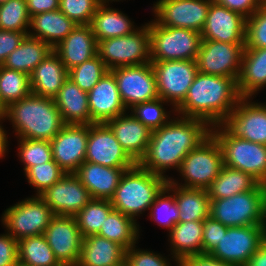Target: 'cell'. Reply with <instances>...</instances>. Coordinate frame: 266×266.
<instances>
[{
    "label": "cell",
    "instance_id": "603a6c76",
    "mask_svg": "<svg viewBox=\"0 0 266 266\" xmlns=\"http://www.w3.org/2000/svg\"><path fill=\"white\" fill-rule=\"evenodd\" d=\"M106 124L128 156L139 163L147 151L152 131L131 113L119 115Z\"/></svg>",
    "mask_w": 266,
    "mask_h": 266
},
{
    "label": "cell",
    "instance_id": "7402d4cb",
    "mask_svg": "<svg viewBox=\"0 0 266 266\" xmlns=\"http://www.w3.org/2000/svg\"><path fill=\"white\" fill-rule=\"evenodd\" d=\"M92 123H106L127 112L123 105L114 74L109 70L88 92Z\"/></svg>",
    "mask_w": 266,
    "mask_h": 266
},
{
    "label": "cell",
    "instance_id": "b9f144b4",
    "mask_svg": "<svg viewBox=\"0 0 266 266\" xmlns=\"http://www.w3.org/2000/svg\"><path fill=\"white\" fill-rule=\"evenodd\" d=\"M109 71L98 55L68 71V77L83 91L89 92Z\"/></svg>",
    "mask_w": 266,
    "mask_h": 266
},
{
    "label": "cell",
    "instance_id": "8992f818",
    "mask_svg": "<svg viewBox=\"0 0 266 266\" xmlns=\"http://www.w3.org/2000/svg\"><path fill=\"white\" fill-rule=\"evenodd\" d=\"M264 189L259 183L247 192L210 199L209 216L227 227L264 225Z\"/></svg>",
    "mask_w": 266,
    "mask_h": 266
},
{
    "label": "cell",
    "instance_id": "94428289",
    "mask_svg": "<svg viewBox=\"0 0 266 266\" xmlns=\"http://www.w3.org/2000/svg\"><path fill=\"white\" fill-rule=\"evenodd\" d=\"M117 266H129V265H128V263L126 261H123L121 264H119Z\"/></svg>",
    "mask_w": 266,
    "mask_h": 266
},
{
    "label": "cell",
    "instance_id": "f1b7e54d",
    "mask_svg": "<svg viewBox=\"0 0 266 266\" xmlns=\"http://www.w3.org/2000/svg\"><path fill=\"white\" fill-rule=\"evenodd\" d=\"M126 250L98 234L84 237L77 266H117L125 261Z\"/></svg>",
    "mask_w": 266,
    "mask_h": 266
},
{
    "label": "cell",
    "instance_id": "91938a15",
    "mask_svg": "<svg viewBox=\"0 0 266 266\" xmlns=\"http://www.w3.org/2000/svg\"><path fill=\"white\" fill-rule=\"evenodd\" d=\"M101 3H108V5H109V1H111V2H115V1H121V0H99Z\"/></svg>",
    "mask_w": 266,
    "mask_h": 266
},
{
    "label": "cell",
    "instance_id": "ab89813d",
    "mask_svg": "<svg viewBox=\"0 0 266 266\" xmlns=\"http://www.w3.org/2000/svg\"><path fill=\"white\" fill-rule=\"evenodd\" d=\"M30 19L26 0H8L0 5V30L28 32Z\"/></svg>",
    "mask_w": 266,
    "mask_h": 266
},
{
    "label": "cell",
    "instance_id": "816d5d0a",
    "mask_svg": "<svg viewBox=\"0 0 266 266\" xmlns=\"http://www.w3.org/2000/svg\"><path fill=\"white\" fill-rule=\"evenodd\" d=\"M27 35L28 32L0 30V65L4 63L8 55L21 44Z\"/></svg>",
    "mask_w": 266,
    "mask_h": 266
},
{
    "label": "cell",
    "instance_id": "9c48e42d",
    "mask_svg": "<svg viewBox=\"0 0 266 266\" xmlns=\"http://www.w3.org/2000/svg\"><path fill=\"white\" fill-rule=\"evenodd\" d=\"M97 55L109 70L150 63L149 23L132 34L99 41Z\"/></svg>",
    "mask_w": 266,
    "mask_h": 266
},
{
    "label": "cell",
    "instance_id": "bcb514c9",
    "mask_svg": "<svg viewBox=\"0 0 266 266\" xmlns=\"http://www.w3.org/2000/svg\"><path fill=\"white\" fill-rule=\"evenodd\" d=\"M100 4L99 0H60L59 10L77 25H88Z\"/></svg>",
    "mask_w": 266,
    "mask_h": 266
},
{
    "label": "cell",
    "instance_id": "7bdbcfd3",
    "mask_svg": "<svg viewBox=\"0 0 266 266\" xmlns=\"http://www.w3.org/2000/svg\"><path fill=\"white\" fill-rule=\"evenodd\" d=\"M65 174L66 172L53 159L43 164H36L25 172L28 183L37 191L36 196L50 188Z\"/></svg>",
    "mask_w": 266,
    "mask_h": 266
},
{
    "label": "cell",
    "instance_id": "7a4b0ae2",
    "mask_svg": "<svg viewBox=\"0 0 266 266\" xmlns=\"http://www.w3.org/2000/svg\"><path fill=\"white\" fill-rule=\"evenodd\" d=\"M241 98L235 78L198 72L175 115L202 119L211 127L220 125Z\"/></svg>",
    "mask_w": 266,
    "mask_h": 266
},
{
    "label": "cell",
    "instance_id": "6f0895ef",
    "mask_svg": "<svg viewBox=\"0 0 266 266\" xmlns=\"http://www.w3.org/2000/svg\"><path fill=\"white\" fill-rule=\"evenodd\" d=\"M5 120L2 112H0V158L5 156L6 151L8 150V136L6 134L4 126L2 125V121Z\"/></svg>",
    "mask_w": 266,
    "mask_h": 266
},
{
    "label": "cell",
    "instance_id": "836d02e7",
    "mask_svg": "<svg viewBox=\"0 0 266 266\" xmlns=\"http://www.w3.org/2000/svg\"><path fill=\"white\" fill-rule=\"evenodd\" d=\"M52 51L53 48L48 43L27 35L8 55L2 66L30 76L36 66Z\"/></svg>",
    "mask_w": 266,
    "mask_h": 266
},
{
    "label": "cell",
    "instance_id": "d4e9b609",
    "mask_svg": "<svg viewBox=\"0 0 266 266\" xmlns=\"http://www.w3.org/2000/svg\"><path fill=\"white\" fill-rule=\"evenodd\" d=\"M127 169L129 168H112L84 161L74 174L87 188L92 199L110 200Z\"/></svg>",
    "mask_w": 266,
    "mask_h": 266
},
{
    "label": "cell",
    "instance_id": "680465c9",
    "mask_svg": "<svg viewBox=\"0 0 266 266\" xmlns=\"http://www.w3.org/2000/svg\"><path fill=\"white\" fill-rule=\"evenodd\" d=\"M264 225L266 226V185L264 189Z\"/></svg>",
    "mask_w": 266,
    "mask_h": 266
},
{
    "label": "cell",
    "instance_id": "f907efd6",
    "mask_svg": "<svg viewBox=\"0 0 266 266\" xmlns=\"http://www.w3.org/2000/svg\"><path fill=\"white\" fill-rule=\"evenodd\" d=\"M18 241L8 232L0 235V266H17Z\"/></svg>",
    "mask_w": 266,
    "mask_h": 266
},
{
    "label": "cell",
    "instance_id": "ee69618b",
    "mask_svg": "<svg viewBox=\"0 0 266 266\" xmlns=\"http://www.w3.org/2000/svg\"><path fill=\"white\" fill-rule=\"evenodd\" d=\"M165 187L149 208V217L170 231L178 223L179 211L174 194Z\"/></svg>",
    "mask_w": 266,
    "mask_h": 266
},
{
    "label": "cell",
    "instance_id": "9f6ffc18",
    "mask_svg": "<svg viewBox=\"0 0 266 266\" xmlns=\"http://www.w3.org/2000/svg\"><path fill=\"white\" fill-rule=\"evenodd\" d=\"M246 266H266V241L256 250Z\"/></svg>",
    "mask_w": 266,
    "mask_h": 266
},
{
    "label": "cell",
    "instance_id": "7c38bea8",
    "mask_svg": "<svg viewBox=\"0 0 266 266\" xmlns=\"http://www.w3.org/2000/svg\"><path fill=\"white\" fill-rule=\"evenodd\" d=\"M265 231V225L228 227L209 255L228 264L246 266L256 250L266 241Z\"/></svg>",
    "mask_w": 266,
    "mask_h": 266
},
{
    "label": "cell",
    "instance_id": "f6af8a7d",
    "mask_svg": "<svg viewBox=\"0 0 266 266\" xmlns=\"http://www.w3.org/2000/svg\"><path fill=\"white\" fill-rule=\"evenodd\" d=\"M18 156L24 164V173L36 164L53 159L50 141L18 138Z\"/></svg>",
    "mask_w": 266,
    "mask_h": 266
},
{
    "label": "cell",
    "instance_id": "e0dca14e",
    "mask_svg": "<svg viewBox=\"0 0 266 266\" xmlns=\"http://www.w3.org/2000/svg\"><path fill=\"white\" fill-rule=\"evenodd\" d=\"M85 161L112 168H131L136 164L106 123L88 125Z\"/></svg>",
    "mask_w": 266,
    "mask_h": 266
},
{
    "label": "cell",
    "instance_id": "5bb4252c",
    "mask_svg": "<svg viewBox=\"0 0 266 266\" xmlns=\"http://www.w3.org/2000/svg\"><path fill=\"white\" fill-rule=\"evenodd\" d=\"M245 43L202 40L196 63L198 72L238 80Z\"/></svg>",
    "mask_w": 266,
    "mask_h": 266
},
{
    "label": "cell",
    "instance_id": "277c9868",
    "mask_svg": "<svg viewBox=\"0 0 266 266\" xmlns=\"http://www.w3.org/2000/svg\"><path fill=\"white\" fill-rule=\"evenodd\" d=\"M168 180L142 168L138 163L125 170L114 196L110 199L114 210L137 221L136 217L149 210Z\"/></svg>",
    "mask_w": 266,
    "mask_h": 266
},
{
    "label": "cell",
    "instance_id": "44dd1931",
    "mask_svg": "<svg viewBox=\"0 0 266 266\" xmlns=\"http://www.w3.org/2000/svg\"><path fill=\"white\" fill-rule=\"evenodd\" d=\"M246 20L247 18L240 13L211 2L201 31L202 40L245 43Z\"/></svg>",
    "mask_w": 266,
    "mask_h": 266
},
{
    "label": "cell",
    "instance_id": "2e32d148",
    "mask_svg": "<svg viewBox=\"0 0 266 266\" xmlns=\"http://www.w3.org/2000/svg\"><path fill=\"white\" fill-rule=\"evenodd\" d=\"M221 125L234 137L266 145V103L242 97Z\"/></svg>",
    "mask_w": 266,
    "mask_h": 266
},
{
    "label": "cell",
    "instance_id": "4dcf8cb0",
    "mask_svg": "<svg viewBox=\"0 0 266 266\" xmlns=\"http://www.w3.org/2000/svg\"><path fill=\"white\" fill-rule=\"evenodd\" d=\"M203 221L178 222L169 231L171 258L177 265L184 258L203 254Z\"/></svg>",
    "mask_w": 266,
    "mask_h": 266
},
{
    "label": "cell",
    "instance_id": "ba28073f",
    "mask_svg": "<svg viewBox=\"0 0 266 266\" xmlns=\"http://www.w3.org/2000/svg\"><path fill=\"white\" fill-rule=\"evenodd\" d=\"M150 61L196 60L201 33L191 29L164 27L149 22Z\"/></svg>",
    "mask_w": 266,
    "mask_h": 266
},
{
    "label": "cell",
    "instance_id": "3957f363",
    "mask_svg": "<svg viewBox=\"0 0 266 266\" xmlns=\"http://www.w3.org/2000/svg\"><path fill=\"white\" fill-rule=\"evenodd\" d=\"M2 114L11 122L16 138L51 141L65 125L53 98L32 93L11 103Z\"/></svg>",
    "mask_w": 266,
    "mask_h": 266
},
{
    "label": "cell",
    "instance_id": "7dc6e473",
    "mask_svg": "<svg viewBox=\"0 0 266 266\" xmlns=\"http://www.w3.org/2000/svg\"><path fill=\"white\" fill-rule=\"evenodd\" d=\"M245 48H266V5L246 20Z\"/></svg>",
    "mask_w": 266,
    "mask_h": 266
},
{
    "label": "cell",
    "instance_id": "cb8c5ba5",
    "mask_svg": "<svg viewBox=\"0 0 266 266\" xmlns=\"http://www.w3.org/2000/svg\"><path fill=\"white\" fill-rule=\"evenodd\" d=\"M98 42L90 25H77L53 50L69 71L97 55Z\"/></svg>",
    "mask_w": 266,
    "mask_h": 266
},
{
    "label": "cell",
    "instance_id": "f5cc1de1",
    "mask_svg": "<svg viewBox=\"0 0 266 266\" xmlns=\"http://www.w3.org/2000/svg\"><path fill=\"white\" fill-rule=\"evenodd\" d=\"M218 4L240 13L245 18L251 17L262 6L258 0H220Z\"/></svg>",
    "mask_w": 266,
    "mask_h": 266
},
{
    "label": "cell",
    "instance_id": "f35d334b",
    "mask_svg": "<svg viewBox=\"0 0 266 266\" xmlns=\"http://www.w3.org/2000/svg\"><path fill=\"white\" fill-rule=\"evenodd\" d=\"M108 199H91L74 217L77 221L81 235L84 237L98 234L105 218L113 210Z\"/></svg>",
    "mask_w": 266,
    "mask_h": 266
},
{
    "label": "cell",
    "instance_id": "be15d7a7",
    "mask_svg": "<svg viewBox=\"0 0 266 266\" xmlns=\"http://www.w3.org/2000/svg\"><path fill=\"white\" fill-rule=\"evenodd\" d=\"M6 1H8V0H0V5L5 3Z\"/></svg>",
    "mask_w": 266,
    "mask_h": 266
},
{
    "label": "cell",
    "instance_id": "4316f807",
    "mask_svg": "<svg viewBox=\"0 0 266 266\" xmlns=\"http://www.w3.org/2000/svg\"><path fill=\"white\" fill-rule=\"evenodd\" d=\"M65 124L91 125L88 92L69 77L53 98Z\"/></svg>",
    "mask_w": 266,
    "mask_h": 266
},
{
    "label": "cell",
    "instance_id": "484cf974",
    "mask_svg": "<svg viewBox=\"0 0 266 266\" xmlns=\"http://www.w3.org/2000/svg\"><path fill=\"white\" fill-rule=\"evenodd\" d=\"M68 79V70L53 50L30 75L32 94L54 98Z\"/></svg>",
    "mask_w": 266,
    "mask_h": 266
},
{
    "label": "cell",
    "instance_id": "60d3db41",
    "mask_svg": "<svg viewBox=\"0 0 266 266\" xmlns=\"http://www.w3.org/2000/svg\"><path fill=\"white\" fill-rule=\"evenodd\" d=\"M167 104L162 98H156L143 103L134 105L129 110L130 113L143 123L151 131L157 130L167 124L171 119V115L164 109L163 105Z\"/></svg>",
    "mask_w": 266,
    "mask_h": 266
},
{
    "label": "cell",
    "instance_id": "4fadbf2b",
    "mask_svg": "<svg viewBox=\"0 0 266 266\" xmlns=\"http://www.w3.org/2000/svg\"><path fill=\"white\" fill-rule=\"evenodd\" d=\"M127 111L138 103L159 97L156 77L151 62L141 65L121 66L110 70Z\"/></svg>",
    "mask_w": 266,
    "mask_h": 266
},
{
    "label": "cell",
    "instance_id": "ffe728a7",
    "mask_svg": "<svg viewBox=\"0 0 266 266\" xmlns=\"http://www.w3.org/2000/svg\"><path fill=\"white\" fill-rule=\"evenodd\" d=\"M88 125L65 124L50 141L53 160L66 173H74L85 161Z\"/></svg>",
    "mask_w": 266,
    "mask_h": 266
},
{
    "label": "cell",
    "instance_id": "f546056e",
    "mask_svg": "<svg viewBox=\"0 0 266 266\" xmlns=\"http://www.w3.org/2000/svg\"><path fill=\"white\" fill-rule=\"evenodd\" d=\"M77 24L59 9L36 14L30 19L28 36L48 43L52 48L59 44Z\"/></svg>",
    "mask_w": 266,
    "mask_h": 266
},
{
    "label": "cell",
    "instance_id": "e575fe53",
    "mask_svg": "<svg viewBox=\"0 0 266 266\" xmlns=\"http://www.w3.org/2000/svg\"><path fill=\"white\" fill-rule=\"evenodd\" d=\"M258 184L250 174L224 165L207 192L210 199H223L253 190Z\"/></svg>",
    "mask_w": 266,
    "mask_h": 266
},
{
    "label": "cell",
    "instance_id": "d6a6232c",
    "mask_svg": "<svg viewBox=\"0 0 266 266\" xmlns=\"http://www.w3.org/2000/svg\"><path fill=\"white\" fill-rule=\"evenodd\" d=\"M174 194L178 206V222L204 221L209 217L210 197L207 189L184 188L168 181L166 186Z\"/></svg>",
    "mask_w": 266,
    "mask_h": 266
},
{
    "label": "cell",
    "instance_id": "30bf717a",
    "mask_svg": "<svg viewBox=\"0 0 266 266\" xmlns=\"http://www.w3.org/2000/svg\"><path fill=\"white\" fill-rule=\"evenodd\" d=\"M53 210L40 196L26 198L7 208L2 214V224L17 241L31 236L45 233L52 218Z\"/></svg>",
    "mask_w": 266,
    "mask_h": 266
},
{
    "label": "cell",
    "instance_id": "db71d44e",
    "mask_svg": "<svg viewBox=\"0 0 266 266\" xmlns=\"http://www.w3.org/2000/svg\"><path fill=\"white\" fill-rule=\"evenodd\" d=\"M179 266H235L222 262L209 254L192 255L179 262Z\"/></svg>",
    "mask_w": 266,
    "mask_h": 266
},
{
    "label": "cell",
    "instance_id": "681fc988",
    "mask_svg": "<svg viewBox=\"0 0 266 266\" xmlns=\"http://www.w3.org/2000/svg\"><path fill=\"white\" fill-rule=\"evenodd\" d=\"M227 229V226L212 219L210 216L203 221V254H210L217 247Z\"/></svg>",
    "mask_w": 266,
    "mask_h": 266
},
{
    "label": "cell",
    "instance_id": "83f0119b",
    "mask_svg": "<svg viewBox=\"0 0 266 266\" xmlns=\"http://www.w3.org/2000/svg\"><path fill=\"white\" fill-rule=\"evenodd\" d=\"M266 87V48H244L237 88L241 97H254Z\"/></svg>",
    "mask_w": 266,
    "mask_h": 266
},
{
    "label": "cell",
    "instance_id": "8d00e7d4",
    "mask_svg": "<svg viewBox=\"0 0 266 266\" xmlns=\"http://www.w3.org/2000/svg\"><path fill=\"white\" fill-rule=\"evenodd\" d=\"M18 260L24 266H60L44 235L18 240Z\"/></svg>",
    "mask_w": 266,
    "mask_h": 266
},
{
    "label": "cell",
    "instance_id": "e7e4bbea",
    "mask_svg": "<svg viewBox=\"0 0 266 266\" xmlns=\"http://www.w3.org/2000/svg\"><path fill=\"white\" fill-rule=\"evenodd\" d=\"M213 3H218L220 0H211Z\"/></svg>",
    "mask_w": 266,
    "mask_h": 266
},
{
    "label": "cell",
    "instance_id": "1f68e13d",
    "mask_svg": "<svg viewBox=\"0 0 266 266\" xmlns=\"http://www.w3.org/2000/svg\"><path fill=\"white\" fill-rule=\"evenodd\" d=\"M89 25L97 42L126 36L138 29L127 15L118 9L108 7L107 3L98 6Z\"/></svg>",
    "mask_w": 266,
    "mask_h": 266
},
{
    "label": "cell",
    "instance_id": "11a10c76",
    "mask_svg": "<svg viewBox=\"0 0 266 266\" xmlns=\"http://www.w3.org/2000/svg\"><path fill=\"white\" fill-rule=\"evenodd\" d=\"M60 0H26L27 11L32 17L43 12H50L59 9Z\"/></svg>",
    "mask_w": 266,
    "mask_h": 266
},
{
    "label": "cell",
    "instance_id": "9a60e30c",
    "mask_svg": "<svg viewBox=\"0 0 266 266\" xmlns=\"http://www.w3.org/2000/svg\"><path fill=\"white\" fill-rule=\"evenodd\" d=\"M211 0H158L153 4L154 21L164 27L191 29L201 33Z\"/></svg>",
    "mask_w": 266,
    "mask_h": 266
},
{
    "label": "cell",
    "instance_id": "5b68a950",
    "mask_svg": "<svg viewBox=\"0 0 266 266\" xmlns=\"http://www.w3.org/2000/svg\"><path fill=\"white\" fill-rule=\"evenodd\" d=\"M223 166L222 149L211 134L196 149L191 150L181 162L177 171L184 183H179L172 177L168 181L184 188L207 189Z\"/></svg>",
    "mask_w": 266,
    "mask_h": 266
},
{
    "label": "cell",
    "instance_id": "8fae6325",
    "mask_svg": "<svg viewBox=\"0 0 266 266\" xmlns=\"http://www.w3.org/2000/svg\"><path fill=\"white\" fill-rule=\"evenodd\" d=\"M159 98L170 102L175 109L184 101L188 89L198 73L196 60L151 62Z\"/></svg>",
    "mask_w": 266,
    "mask_h": 266
},
{
    "label": "cell",
    "instance_id": "d6986e66",
    "mask_svg": "<svg viewBox=\"0 0 266 266\" xmlns=\"http://www.w3.org/2000/svg\"><path fill=\"white\" fill-rule=\"evenodd\" d=\"M55 215L75 216L92 197L74 173H66L39 195Z\"/></svg>",
    "mask_w": 266,
    "mask_h": 266
},
{
    "label": "cell",
    "instance_id": "52a82bcc",
    "mask_svg": "<svg viewBox=\"0 0 266 266\" xmlns=\"http://www.w3.org/2000/svg\"><path fill=\"white\" fill-rule=\"evenodd\" d=\"M211 134L219 142L225 166L248 173L266 185V145L234 137L221 124L212 126Z\"/></svg>",
    "mask_w": 266,
    "mask_h": 266
},
{
    "label": "cell",
    "instance_id": "74e56055",
    "mask_svg": "<svg viewBox=\"0 0 266 266\" xmlns=\"http://www.w3.org/2000/svg\"><path fill=\"white\" fill-rule=\"evenodd\" d=\"M31 93L28 74L0 65V112Z\"/></svg>",
    "mask_w": 266,
    "mask_h": 266
},
{
    "label": "cell",
    "instance_id": "ac0fdd59",
    "mask_svg": "<svg viewBox=\"0 0 266 266\" xmlns=\"http://www.w3.org/2000/svg\"><path fill=\"white\" fill-rule=\"evenodd\" d=\"M43 235L60 265L77 266L83 236L74 216L55 215Z\"/></svg>",
    "mask_w": 266,
    "mask_h": 266
},
{
    "label": "cell",
    "instance_id": "c3c4849f",
    "mask_svg": "<svg viewBox=\"0 0 266 266\" xmlns=\"http://www.w3.org/2000/svg\"><path fill=\"white\" fill-rule=\"evenodd\" d=\"M131 246L126 250L125 261L129 266H172L169 258L153 251L137 249Z\"/></svg>",
    "mask_w": 266,
    "mask_h": 266
},
{
    "label": "cell",
    "instance_id": "d590c367",
    "mask_svg": "<svg viewBox=\"0 0 266 266\" xmlns=\"http://www.w3.org/2000/svg\"><path fill=\"white\" fill-rule=\"evenodd\" d=\"M131 217L120 211L112 210L101 225L98 235L105 237L125 250L137 244L139 239V224Z\"/></svg>",
    "mask_w": 266,
    "mask_h": 266
},
{
    "label": "cell",
    "instance_id": "6125c7cd",
    "mask_svg": "<svg viewBox=\"0 0 266 266\" xmlns=\"http://www.w3.org/2000/svg\"><path fill=\"white\" fill-rule=\"evenodd\" d=\"M260 3H261V5H266V0H258Z\"/></svg>",
    "mask_w": 266,
    "mask_h": 266
},
{
    "label": "cell",
    "instance_id": "6da1fadb",
    "mask_svg": "<svg viewBox=\"0 0 266 266\" xmlns=\"http://www.w3.org/2000/svg\"><path fill=\"white\" fill-rule=\"evenodd\" d=\"M211 135V126L202 119L173 117L157 130L152 131L147 151L139 165L167 180V170H178L184 157Z\"/></svg>",
    "mask_w": 266,
    "mask_h": 266
}]
</instances>
